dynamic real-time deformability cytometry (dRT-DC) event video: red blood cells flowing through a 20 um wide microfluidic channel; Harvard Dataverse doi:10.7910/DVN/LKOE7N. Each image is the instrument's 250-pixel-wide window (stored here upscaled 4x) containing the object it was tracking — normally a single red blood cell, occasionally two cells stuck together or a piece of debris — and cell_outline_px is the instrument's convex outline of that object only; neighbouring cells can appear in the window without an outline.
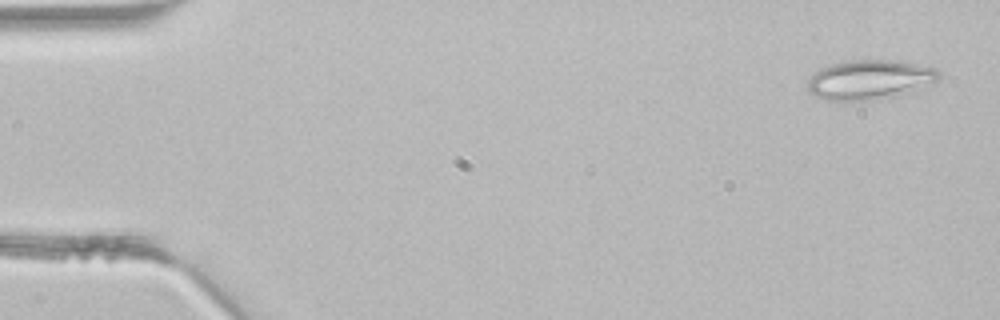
{"species": "common noctule bat (a hibernating species)", "species_latin": "Nyctalus noctula", "temperature_condition": "room temperature", "stored_images_in_passage": 4, "camera_frame_rate_fps": 3000, "um_per_image_px": 0.085, "animal": {"sex": "male", "body_mass_g": 21.5, "forearm_length_mm": 52.0}, "frame": {"image": 1, "passage_image": 1, "time_ms": 0.0, "image_size_px": [1000, 320], "cell_outline_px": [[940, 80], [908, 92], [892, 96], [864, 100], [824, 100], [808, 92], [808, 80], [820, 68], [832, 64], [856, 60], [888, 60], [936, 68], [940, 72]], "centroid_in_image_um": [73.9, 6.77], "position_along_channel_um": 11.1, "area_um2": 29.59}}